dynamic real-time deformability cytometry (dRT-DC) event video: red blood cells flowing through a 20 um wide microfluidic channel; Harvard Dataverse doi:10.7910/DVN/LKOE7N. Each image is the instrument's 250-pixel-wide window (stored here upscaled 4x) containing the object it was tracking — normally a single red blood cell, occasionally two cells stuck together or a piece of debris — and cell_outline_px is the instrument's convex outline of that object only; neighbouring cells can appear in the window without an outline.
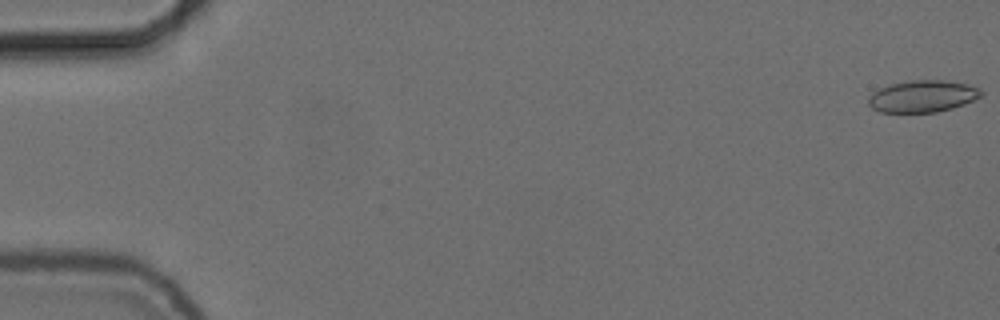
{"species": "common noctule bat (a hibernating species)", "species_latin": "Nyctalus noctula", "temperature_condition": "cold", "stored_images_in_passage": 49, "camera_frame_rate_fps": 3000, "um_per_image_px": 0.085, "animal": {"sex": "female", "body_mass_g": 24.6, "forearm_length_mm": 56.2}, "frame": {"image": 1, "passage_image": 1, "time_ms": 0.0, "image_size_px": [1000, 320], "cell_outline_px": [[984, 92], [980, 96], [964, 104], [952, 108], [936, 112], [880, 112], [872, 108], [868, 104], [868, 100], [872, 92], [880, 88], [892, 84], [912, 80], [944, 80], [968, 84], [980, 88]], "centroid_in_image_um": [78.43, 8.18], "position_along_channel_um": 6.6, "area_um2": 20.87}}
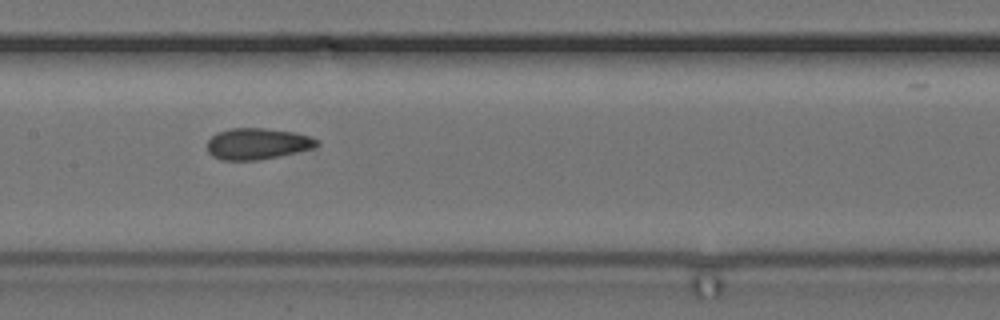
{"frame": {"image": 2, "passage_image": 28, "time_ms": 9.0, "image_size_px": [1000, 320], "cell_outline_px": [[320, 144], [312, 148], [296, 152], [260, 160], [220, 160], [212, 156], [208, 152], [208, 140], [216, 132], [228, 128], [264, 128], [292, 132], [308, 136], [320, 140]], "centroid_in_image_um": [21.85, 12.22], "position_along_channel_um": 185.6, "area_um2": 20.0}}
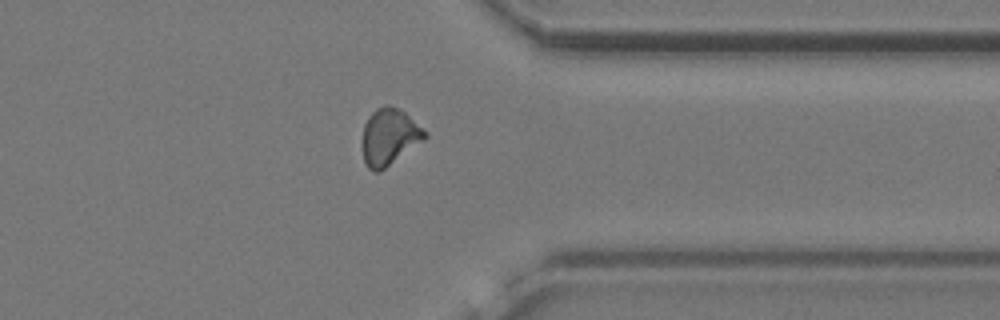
{"frame": {"image": 3, "passage_image": 44, "time_ms": 14.333, "image_size_px": [1000, 320], "cell_outline_px": [[428, 136], [424, 140], [380, 172], [372, 172], [368, 168], [364, 160], [364, 124], [368, 116], [376, 108], [384, 104], [388, 104], [400, 108], [428, 132]], "centroid_in_image_um": [33.12, 11.61], "position_along_channel_um": 378.3, "area_um2": 20.63}}